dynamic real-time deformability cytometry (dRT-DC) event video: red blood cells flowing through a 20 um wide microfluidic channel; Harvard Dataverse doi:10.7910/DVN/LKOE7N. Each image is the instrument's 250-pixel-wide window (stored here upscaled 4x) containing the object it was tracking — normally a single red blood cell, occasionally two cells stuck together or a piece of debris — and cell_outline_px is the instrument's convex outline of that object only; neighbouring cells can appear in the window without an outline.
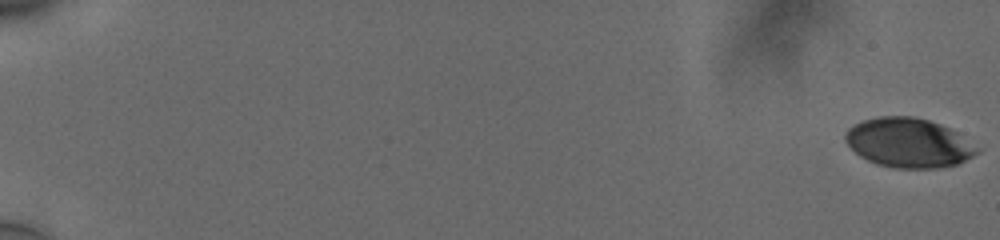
{"species": "human", "species_latin": "Homo sapiens", "temperature_condition": "cold", "stored_images_in_passage": 58, "camera_frame_rate_fps": 3000, "um_per_image_px": 0.085, "donor": {"sex": "male"}, "frame": {"image": 1, "passage_image": 1, "time_ms": 0.0, "image_size_px": [1000, 240], "cell_outline_px": [[980, 152], [956, 164], [936, 168], [892, 168], [876, 164], [860, 156], [844, 140], [844, 136], [848, 128], [852, 124], [864, 120], [880, 116], [912, 116], [928, 120], [940, 124], [956, 132], [980, 148]], "centroid_in_image_um": [77.21, 12.14], "position_along_channel_um": 7.8, "area_um2": 37.8}}
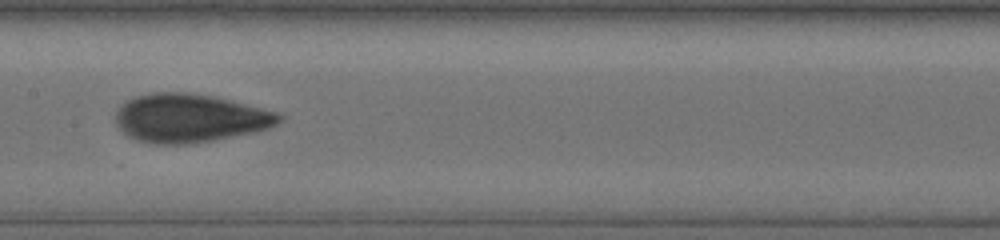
{"frame": {"image": 2, "passage_image": 33, "time_ms": 10.667, "image_size_px": [1000, 240], "cell_outline_px": [[284, 120], [268, 128], [252, 132], [212, 140], [188, 144], [152, 144], [136, 140], [128, 136], [116, 124], [116, 112], [128, 100], [136, 96], [156, 92], [184, 92], [208, 96], [228, 100], [276, 112], [284, 116]], "centroid_in_image_um": [16.11, 10.05], "position_along_channel_um": 191.3, "area_um2": 45.55}}
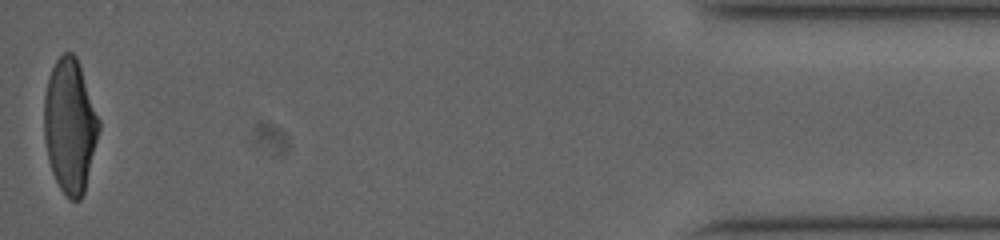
{"frame": {"image": 3, "passage_image": 58, "time_ms": 19.0, "image_size_px": [1000, 240], "cell_outline_px": [[100, 128], [84, 192], [80, 200], [68, 200], [60, 188], [52, 172], [48, 160], [44, 136], [44, 96], [48, 80], [52, 68], [56, 60], [64, 52], [72, 52], [76, 56], [100, 120]], "centroid_in_image_um": [5.94, 10.71], "position_along_channel_um": 429.3, "area_um2": 42.6}, "authors_computed_cell_mechanics": {"area_um2": 42.9454, "velocity_mm_per_s": 3.7659, "shape_relaxation_time_tau1_ms": 4.345, "shape_relaxation_time_tau2_ms": 0.9802, "deformation_change_tau1": 0.1765, "deformation_change_tau2": 0.0638}}